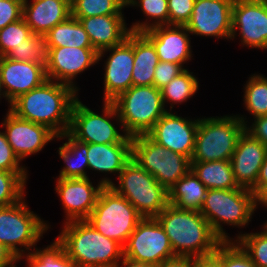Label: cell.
I'll list each match as a JSON object with an SVG mask.
<instances>
[{
	"mask_svg": "<svg viewBox=\"0 0 267 267\" xmlns=\"http://www.w3.org/2000/svg\"><path fill=\"white\" fill-rule=\"evenodd\" d=\"M136 0H119V2L124 6H131Z\"/></svg>",
	"mask_w": 267,
	"mask_h": 267,
	"instance_id": "f5cc1de1",
	"label": "cell"
},
{
	"mask_svg": "<svg viewBox=\"0 0 267 267\" xmlns=\"http://www.w3.org/2000/svg\"><path fill=\"white\" fill-rule=\"evenodd\" d=\"M111 102L122 123L119 131L130 137L147 134L168 111L161 90L154 85L131 86Z\"/></svg>",
	"mask_w": 267,
	"mask_h": 267,
	"instance_id": "8992f818",
	"label": "cell"
},
{
	"mask_svg": "<svg viewBox=\"0 0 267 267\" xmlns=\"http://www.w3.org/2000/svg\"><path fill=\"white\" fill-rule=\"evenodd\" d=\"M155 218L168 236L175 256H208L223 242L200 211L168 204Z\"/></svg>",
	"mask_w": 267,
	"mask_h": 267,
	"instance_id": "7a4b0ae2",
	"label": "cell"
},
{
	"mask_svg": "<svg viewBox=\"0 0 267 267\" xmlns=\"http://www.w3.org/2000/svg\"><path fill=\"white\" fill-rule=\"evenodd\" d=\"M31 1L24 0L22 18L33 34L45 36L55 25L71 16L70 0Z\"/></svg>",
	"mask_w": 267,
	"mask_h": 267,
	"instance_id": "cb8c5ba5",
	"label": "cell"
},
{
	"mask_svg": "<svg viewBox=\"0 0 267 267\" xmlns=\"http://www.w3.org/2000/svg\"><path fill=\"white\" fill-rule=\"evenodd\" d=\"M158 62L153 43L142 32H134L133 86L153 85L154 71Z\"/></svg>",
	"mask_w": 267,
	"mask_h": 267,
	"instance_id": "484cf974",
	"label": "cell"
},
{
	"mask_svg": "<svg viewBox=\"0 0 267 267\" xmlns=\"http://www.w3.org/2000/svg\"><path fill=\"white\" fill-rule=\"evenodd\" d=\"M132 158V143H88V169L103 173L120 174Z\"/></svg>",
	"mask_w": 267,
	"mask_h": 267,
	"instance_id": "d4e9b609",
	"label": "cell"
},
{
	"mask_svg": "<svg viewBox=\"0 0 267 267\" xmlns=\"http://www.w3.org/2000/svg\"><path fill=\"white\" fill-rule=\"evenodd\" d=\"M113 183L110 178L105 177L94 187L89 177L57 178L55 191L66 214L64 223L86 220L93 211L101 190Z\"/></svg>",
	"mask_w": 267,
	"mask_h": 267,
	"instance_id": "4fadbf2b",
	"label": "cell"
},
{
	"mask_svg": "<svg viewBox=\"0 0 267 267\" xmlns=\"http://www.w3.org/2000/svg\"><path fill=\"white\" fill-rule=\"evenodd\" d=\"M267 155V146L244 131L240 136L231 164L235 180L240 187L252 189Z\"/></svg>",
	"mask_w": 267,
	"mask_h": 267,
	"instance_id": "7402d4cb",
	"label": "cell"
},
{
	"mask_svg": "<svg viewBox=\"0 0 267 267\" xmlns=\"http://www.w3.org/2000/svg\"><path fill=\"white\" fill-rule=\"evenodd\" d=\"M72 17L124 15L119 0H70Z\"/></svg>",
	"mask_w": 267,
	"mask_h": 267,
	"instance_id": "8d00e7d4",
	"label": "cell"
},
{
	"mask_svg": "<svg viewBox=\"0 0 267 267\" xmlns=\"http://www.w3.org/2000/svg\"><path fill=\"white\" fill-rule=\"evenodd\" d=\"M234 0H195L186 28L191 35L231 40Z\"/></svg>",
	"mask_w": 267,
	"mask_h": 267,
	"instance_id": "2e32d148",
	"label": "cell"
},
{
	"mask_svg": "<svg viewBox=\"0 0 267 267\" xmlns=\"http://www.w3.org/2000/svg\"><path fill=\"white\" fill-rule=\"evenodd\" d=\"M131 159L154 176L168 192L191 169L187 156L168 150L147 134L132 137Z\"/></svg>",
	"mask_w": 267,
	"mask_h": 267,
	"instance_id": "8fae6325",
	"label": "cell"
},
{
	"mask_svg": "<svg viewBox=\"0 0 267 267\" xmlns=\"http://www.w3.org/2000/svg\"><path fill=\"white\" fill-rule=\"evenodd\" d=\"M185 68L177 63L159 61L154 71L153 85L161 90Z\"/></svg>",
	"mask_w": 267,
	"mask_h": 267,
	"instance_id": "7bdbcfd3",
	"label": "cell"
},
{
	"mask_svg": "<svg viewBox=\"0 0 267 267\" xmlns=\"http://www.w3.org/2000/svg\"><path fill=\"white\" fill-rule=\"evenodd\" d=\"M223 267H257L236 241L222 242Z\"/></svg>",
	"mask_w": 267,
	"mask_h": 267,
	"instance_id": "ab89813d",
	"label": "cell"
},
{
	"mask_svg": "<svg viewBox=\"0 0 267 267\" xmlns=\"http://www.w3.org/2000/svg\"><path fill=\"white\" fill-rule=\"evenodd\" d=\"M47 50V79L70 85L79 91L73 80L97 64L98 53L93 48L78 47H52Z\"/></svg>",
	"mask_w": 267,
	"mask_h": 267,
	"instance_id": "e0dca14e",
	"label": "cell"
},
{
	"mask_svg": "<svg viewBox=\"0 0 267 267\" xmlns=\"http://www.w3.org/2000/svg\"><path fill=\"white\" fill-rule=\"evenodd\" d=\"M109 51V57L104 61V101L111 102L119 94L127 91L132 83L134 62V32L119 45L105 49L98 53L97 63Z\"/></svg>",
	"mask_w": 267,
	"mask_h": 267,
	"instance_id": "5bb4252c",
	"label": "cell"
},
{
	"mask_svg": "<svg viewBox=\"0 0 267 267\" xmlns=\"http://www.w3.org/2000/svg\"><path fill=\"white\" fill-rule=\"evenodd\" d=\"M78 93L70 85L46 80L13 100L9 110L22 119L47 126L58 136L68 132Z\"/></svg>",
	"mask_w": 267,
	"mask_h": 267,
	"instance_id": "6da1fadb",
	"label": "cell"
},
{
	"mask_svg": "<svg viewBox=\"0 0 267 267\" xmlns=\"http://www.w3.org/2000/svg\"><path fill=\"white\" fill-rule=\"evenodd\" d=\"M122 127L120 117L112 102L104 101L102 114H97L79 98L72 106L68 133L76 140L83 143L115 144L132 143V137L121 133L111 119Z\"/></svg>",
	"mask_w": 267,
	"mask_h": 267,
	"instance_id": "30bf717a",
	"label": "cell"
},
{
	"mask_svg": "<svg viewBox=\"0 0 267 267\" xmlns=\"http://www.w3.org/2000/svg\"><path fill=\"white\" fill-rule=\"evenodd\" d=\"M120 264L122 265L120 266ZM115 267H156V266L152 264L132 261L126 257H123Z\"/></svg>",
	"mask_w": 267,
	"mask_h": 267,
	"instance_id": "f907efd6",
	"label": "cell"
},
{
	"mask_svg": "<svg viewBox=\"0 0 267 267\" xmlns=\"http://www.w3.org/2000/svg\"><path fill=\"white\" fill-rule=\"evenodd\" d=\"M142 219L143 217L126 198L111 187L104 186L86 221L99 233L124 247Z\"/></svg>",
	"mask_w": 267,
	"mask_h": 267,
	"instance_id": "ba28073f",
	"label": "cell"
},
{
	"mask_svg": "<svg viewBox=\"0 0 267 267\" xmlns=\"http://www.w3.org/2000/svg\"><path fill=\"white\" fill-rule=\"evenodd\" d=\"M32 34L23 18L0 29V57H4L14 47L24 44V40Z\"/></svg>",
	"mask_w": 267,
	"mask_h": 267,
	"instance_id": "f35d334b",
	"label": "cell"
},
{
	"mask_svg": "<svg viewBox=\"0 0 267 267\" xmlns=\"http://www.w3.org/2000/svg\"><path fill=\"white\" fill-rule=\"evenodd\" d=\"M155 46L161 62L184 64L191 60V38L186 26L159 25L142 32Z\"/></svg>",
	"mask_w": 267,
	"mask_h": 267,
	"instance_id": "44dd1931",
	"label": "cell"
},
{
	"mask_svg": "<svg viewBox=\"0 0 267 267\" xmlns=\"http://www.w3.org/2000/svg\"><path fill=\"white\" fill-rule=\"evenodd\" d=\"M46 80V65L0 57V86L9 104Z\"/></svg>",
	"mask_w": 267,
	"mask_h": 267,
	"instance_id": "ffe728a7",
	"label": "cell"
},
{
	"mask_svg": "<svg viewBox=\"0 0 267 267\" xmlns=\"http://www.w3.org/2000/svg\"><path fill=\"white\" fill-rule=\"evenodd\" d=\"M24 198L15 204L0 207V243L18 259L37 249L34 246L49 228L47 222L28 209Z\"/></svg>",
	"mask_w": 267,
	"mask_h": 267,
	"instance_id": "9c48e42d",
	"label": "cell"
},
{
	"mask_svg": "<svg viewBox=\"0 0 267 267\" xmlns=\"http://www.w3.org/2000/svg\"><path fill=\"white\" fill-rule=\"evenodd\" d=\"M245 131L267 146V115L254 118L251 126H245Z\"/></svg>",
	"mask_w": 267,
	"mask_h": 267,
	"instance_id": "f6af8a7d",
	"label": "cell"
},
{
	"mask_svg": "<svg viewBox=\"0 0 267 267\" xmlns=\"http://www.w3.org/2000/svg\"><path fill=\"white\" fill-rule=\"evenodd\" d=\"M262 228L261 232L240 233L234 240L257 267H267V223Z\"/></svg>",
	"mask_w": 267,
	"mask_h": 267,
	"instance_id": "74e56055",
	"label": "cell"
},
{
	"mask_svg": "<svg viewBox=\"0 0 267 267\" xmlns=\"http://www.w3.org/2000/svg\"><path fill=\"white\" fill-rule=\"evenodd\" d=\"M25 256L20 257L18 260L26 258L27 267H76L55 240L51 245L43 249H34Z\"/></svg>",
	"mask_w": 267,
	"mask_h": 267,
	"instance_id": "836d02e7",
	"label": "cell"
},
{
	"mask_svg": "<svg viewBox=\"0 0 267 267\" xmlns=\"http://www.w3.org/2000/svg\"><path fill=\"white\" fill-rule=\"evenodd\" d=\"M247 120L240 115L199 118L191 162L231 160Z\"/></svg>",
	"mask_w": 267,
	"mask_h": 267,
	"instance_id": "5b68a950",
	"label": "cell"
},
{
	"mask_svg": "<svg viewBox=\"0 0 267 267\" xmlns=\"http://www.w3.org/2000/svg\"><path fill=\"white\" fill-rule=\"evenodd\" d=\"M195 0H168L169 25L186 26L189 22Z\"/></svg>",
	"mask_w": 267,
	"mask_h": 267,
	"instance_id": "60d3db41",
	"label": "cell"
},
{
	"mask_svg": "<svg viewBox=\"0 0 267 267\" xmlns=\"http://www.w3.org/2000/svg\"><path fill=\"white\" fill-rule=\"evenodd\" d=\"M156 267H195V258L189 256H174L161 262Z\"/></svg>",
	"mask_w": 267,
	"mask_h": 267,
	"instance_id": "7dc6e473",
	"label": "cell"
},
{
	"mask_svg": "<svg viewBox=\"0 0 267 267\" xmlns=\"http://www.w3.org/2000/svg\"><path fill=\"white\" fill-rule=\"evenodd\" d=\"M29 175L27 172H8L0 170V207L19 202L24 196Z\"/></svg>",
	"mask_w": 267,
	"mask_h": 267,
	"instance_id": "d590c367",
	"label": "cell"
},
{
	"mask_svg": "<svg viewBox=\"0 0 267 267\" xmlns=\"http://www.w3.org/2000/svg\"><path fill=\"white\" fill-rule=\"evenodd\" d=\"M174 256L170 240L156 218H143L124 246V257L155 266Z\"/></svg>",
	"mask_w": 267,
	"mask_h": 267,
	"instance_id": "7c38bea8",
	"label": "cell"
},
{
	"mask_svg": "<svg viewBox=\"0 0 267 267\" xmlns=\"http://www.w3.org/2000/svg\"><path fill=\"white\" fill-rule=\"evenodd\" d=\"M244 104L246 110L253 116L267 115V77L263 74H253L244 87Z\"/></svg>",
	"mask_w": 267,
	"mask_h": 267,
	"instance_id": "1f68e13d",
	"label": "cell"
},
{
	"mask_svg": "<svg viewBox=\"0 0 267 267\" xmlns=\"http://www.w3.org/2000/svg\"><path fill=\"white\" fill-rule=\"evenodd\" d=\"M21 161L12 150L7 141L5 132H0V170L8 172H27L25 166H20Z\"/></svg>",
	"mask_w": 267,
	"mask_h": 267,
	"instance_id": "b9f144b4",
	"label": "cell"
},
{
	"mask_svg": "<svg viewBox=\"0 0 267 267\" xmlns=\"http://www.w3.org/2000/svg\"><path fill=\"white\" fill-rule=\"evenodd\" d=\"M55 242L76 267H115L124 257V247L105 237L86 220L64 223Z\"/></svg>",
	"mask_w": 267,
	"mask_h": 267,
	"instance_id": "3957f363",
	"label": "cell"
},
{
	"mask_svg": "<svg viewBox=\"0 0 267 267\" xmlns=\"http://www.w3.org/2000/svg\"><path fill=\"white\" fill-rule=\"evenodd\" d=\"M266 185H267V155L265 157L264 163L260 168L256 185L251 189V191L254 193V195H256Z\"/></svg>",
	"mask_w": 267,
	"mask_h": 267,
	"instance_id": "681fc988",
	"label": "cell"
},
{
	"mask_svg": "<svg viewBox=\"0 0 267 267\" xmlns=\"http://www.w3.org/2000/svg\"><path fill=\"white\" fill-rule=\"evenodd\" d=\"M80 21L87 32L93 49L99 53L121 44L130 33L124 15H100L74 17Z\"/></svg>",
	"mask_w": 267,
	"mask_h": 267,
	"instance_id": "603a6c76",
	"label": "cell"
},
{
	"mask_svg": "<svg viewBox=\"0 0 267 267\" xmlns=\"http://www.w3.org/2000/svg\"><path fill=\"white\" fill-rule=\"evenodd\" d=\"M47 48L78 47L93 48L87 32L80 21L70 16L66 21L55 25L45 35Z\"/></svg>",
	"mask_w": 267,
	"mask_h": 267,
	"instance_id": "f546056e",
	"label": "cell"
},
{
	"mask_svg": "<svg viewBox=\"0 0 267 267\" xmlns=\"http://www.w3.org/2000/svg\"><path fill=\"white\" fill-rule=\"evenodd\" d=\"M191 170L208 190L240 188L230 160L191 162Z\"/></svg>",
	"mask_w": 267,
	"mask_h": 267,
	"instance_id": "f1b7e54d",
	"label": "cell"
},
{
	"mask_svg": "<svg viewBox=\"0 0 267 267\" xmlns=\"http://www.w3.org/2000/svg\"><path fill=\"white\" fill-rule=\"evenodd\" d=\"M195 267H223L222 264V243L214 254L195 258Z\"/></svg>",
	"mask_w": 267,
	"mask_h": 267,
	"instance_id": "bcb514c9",
	"label": "cell"
},
{
	"mask_svg": "<svg viewBox=\"0 0 267 267\" xmlns=\"http://www.w3.org/2000/svg\"><path fill=\"white\" fill-rule=\"evenodd\" d=\"M2 127L5 128L8 143L21 162L39 153L46 144L57 138L47 126L22 119L9 109Z\"/></svg>",
	"mask_w": 267,
	"mask_h": 267,
	"instance_id": "d6986e66",
	"label": "cell"
},
{
	"mask_svg": "<svg viewBox=\"0 0 267 267\" xmlns=\"http://www.w3.org/2000/svg\"><path fill=\"white\" fill-rule=\"evenodd\" d=\"M18 261V258L5 245L0 243V267H16L15 264Z\"/></svg>",
	"mask_w": 267,
	"mask_h": 267,
	"instance_id": "c3c4849f",
	"label": "cell"
},
{
	"mask_svg": "<svg viewBox=\"0 0 267 267\" xmlns=\"http://www.w3.org/2000/svg\"><path fill=\"white\" fill-rule=\"evenodd\" d=\"M116 193L126 198L143 218H155L169 204V192L131 159L118 175Z\"/></svg>",
	"mask_w": 267,
	"mask_h": 267,
	"instance_id": "52a82bcc",
	"label": "cell"
},
{
	"mask_svg": "<svg viewBox=\"0 0 267 267\" xmlns=\"http://www.w3.org/2000/svg\"><path fill=\"white\" fill-rule=\"evenodd\" d=\"M259 204L267 207V185L255 195V208H257Z\"/></svg>",
	"mask_w": 267,
	"mask_h": 267,
	"instance_id": "816d5d0a",
	"label": "cell"
},
{
	"mask_svg": "<svg viewBox=\"0 0 267 267\" xmlns=\"http://www.w3.org/2000/svg\"><path fill=\"white\" fill-rule=\"evenodd\" d=\"M2 97H4L2 90H1V86H0V98L2 99Z\"/></svg>",
	"mask_w": 267,
	"mask_h": 267,
	"instance_id": "db71d44e",
	"label": "cell"
},
{
	"mask_svg": "<svg viewBox=\"0 0 267 267\" xmlns=\"http://www.w3.org/2000/svg\"><path fill=\"white\" fill-rule=\"evenodd\" d=\"M199 118L192 120L167 111L147 133L156 143L191 159Z\"/></svg>",
	"mask_w": 267,
	"mask_h": 267,
	"instance_id": "ac0fdd59",
	"label": "cell"
},
{
	"mask_svg": "<svg viewBox=\"0 0 267 267\" xmlns=\"http://www.w3.org/2000/svg\"><path fill=\"white\" fill-rule=\"evenodd\" d=\"M57 139H67L59 147L60 158L66 165L62 168L58 178H88L86 169L88 168V143L74 139L68 132L58 135Z\"/></svg>",
	"mask_w": 267,
	"mask_h": 267,
	"instance_id": "83f0119b",
	"label": "cell"
},
{
	"mask_svg": "<svg viewBox=\"0 0 267 267\" xmlns=\"http://www.w3.org/2000/svg\"><path fill=\"white\" fill-rule=\"evenodd\" d=\"M47 53L45 36L32 34L27 40H24V44L14 47L5 57L15 61H29L46 65Z\"/></svg>",
	"mask_w": 267,
	"mask_h": 267,
	"instance_id": "e575fe53",
	"label": "cell"
},
{
	"mask_svg": "<svg viewBox=\"0 0 267 267\" xmlns=\"http://www.w3.org/2000/svg\"><path fill=\"white\" fill-rule=\"evenodd\" d=\"M131 6L140 7L147 19L133 23L130 32H143L155 26L169 25L168 0H136ZM148 18L153 22L150 23Z\"/></svg>",
	"mask_w": 267,
	"mask_h": 267,
	"instance_id": "d6a6232c",
	"label": "cell"
},
{
	"mask_svg": "<svg viewBox=\"0 0 267 267\" xmlns=\"http://www.w3.org/2000/svg\"><path fill=\"white\" fill-rule=\"evenodd\" d=\"M198 89V78L193 75V72L185 69L161 89L164 106L169 101L170 111H172L175 104L186 102L195 95Z\"/></svg>",
	"mask_w": 267,
	"mask_h": 267,
	"instance_id": "4dcf8cb0",
	"label": "cell"
},
{
	"mask_svg": "<svg viewBox=\"0 0 267 267\" xmlns=\"http://www.w3.org/2000/svg\"><path fill=\"white\" fill-rule=\"evenodd\" d=\"M255 210L254 193L250 189L240 187L207 190L200 213L224 242L234 239L227 235L222 224L238 228L248 226Z\"/></svg>",
	"mask_w": 267,
	"mask_h": 267,
	"instance_id": "277c9868",
	"label": "cell"
},
{
	"mask_svg": "<svg viewBox=\"0 0 267 267\" xmlns=\"http://www.w3.org/2000/svg\"><path fill=\"white\" fill-rule=\"evenodd\" d=\"M24 0H0V29L22 19Z\"/></svg>",
	"mask_w": 267,
	"mask_h": 267,
	"instance_id": "ee69618b",
	"label": "cell"
},
{
	"mask_svg": "<svg viewBox=\"0 0 267 267\" xmlns=\"http://www.w3.org/2000/svg\"><path fill=\"white\" fill-rule=\"evenodd\" d=\"M231 21V40L238 30L244 46L267 49V0H234Z\"/></svg>",
	"mask_w": 267,
	"mask_h": 267,
	"instance_id": "9a60e30c",
	"label": "cell"
},
{
	"mask_svg": "<svg viewBox=\"0 0 267 267\" xmlns=\"http://www.w3.org/2000/svg\"><path fill=\"white\" fill-rule=\"evenodd\" d=\"M207 190L190 169L169 190V204L180 209L200 211Z\"/></svg>",
	"mask_w": 267,
	"mask_h": 267,
	"instance_id": "4316f807",
	"label": "cell"
}]
</instances>
